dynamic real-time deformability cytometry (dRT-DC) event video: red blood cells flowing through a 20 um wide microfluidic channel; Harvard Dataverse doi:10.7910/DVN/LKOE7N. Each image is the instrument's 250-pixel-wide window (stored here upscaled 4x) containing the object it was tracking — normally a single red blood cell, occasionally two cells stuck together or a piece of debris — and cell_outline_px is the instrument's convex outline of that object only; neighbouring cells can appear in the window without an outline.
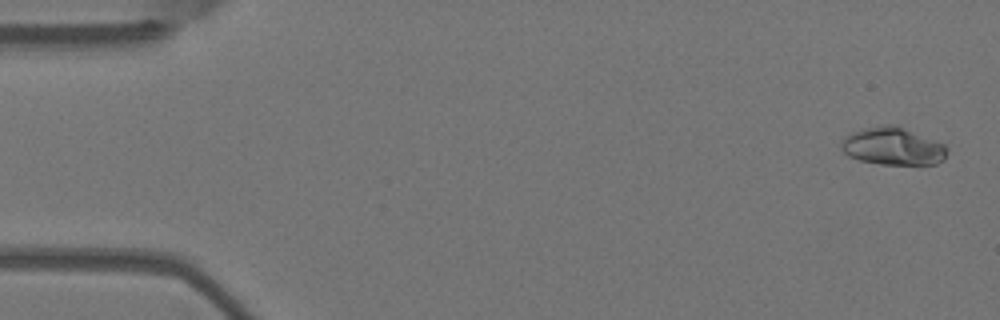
{"species": "Egyptian fruit bat (a non-hibernating species)", "species_latin": "Rousettus aegyptiacus", "temperature_condition": "warm", "stored_images_in_passage": 5, "camera_frame_rate_fps": 3000, "um_per_image_px": 0.085, "animal": {"sex": "female"}, "frame": {"image": 1, "passage_image": 1, "time_ms": 0.0, "image_size_px": [1000, 320], "cell_outline_px": [[948, 152], [944, 160], [936, 164], [880, 164], [860, 160], [848, 156], [840, 148], [840, 144], [844, 136], [852, 132], [864, 128], [880, 124], [900, 124], [936, 140], [944, 144], [948, 148]], "centroid_in_image_um": [75.91, 12.4], "position_along_channel_um": 9.1, "area_um2": 23.81}}
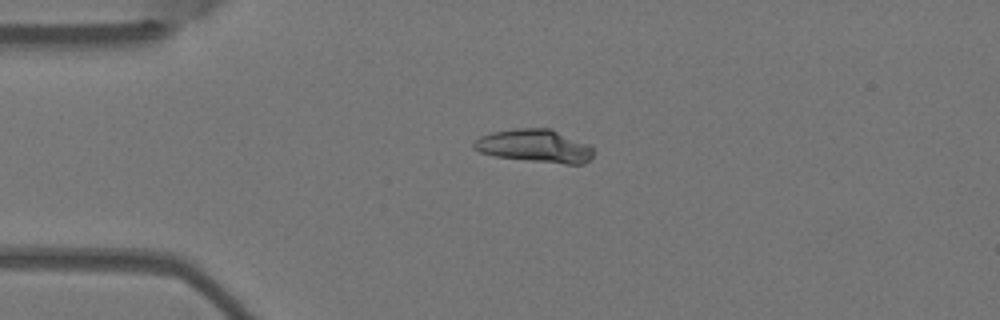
{"frame": {"image": 2, "passage_image": 4, "time_ms": 1.0, "image_size_px": [1000, 320], "cell_outline_px": [[596, 152], [584, 164], [564, 164], [496, 156], [480, 152], [472, 148], [472, 140], [480, 136], [492, 132], [516, 128], [552, 128], [588, 144]], "centroid_in_image_um": [45.45, 12.39], "position_along_channel_um": 39.5, "area_um2": 23.12}}